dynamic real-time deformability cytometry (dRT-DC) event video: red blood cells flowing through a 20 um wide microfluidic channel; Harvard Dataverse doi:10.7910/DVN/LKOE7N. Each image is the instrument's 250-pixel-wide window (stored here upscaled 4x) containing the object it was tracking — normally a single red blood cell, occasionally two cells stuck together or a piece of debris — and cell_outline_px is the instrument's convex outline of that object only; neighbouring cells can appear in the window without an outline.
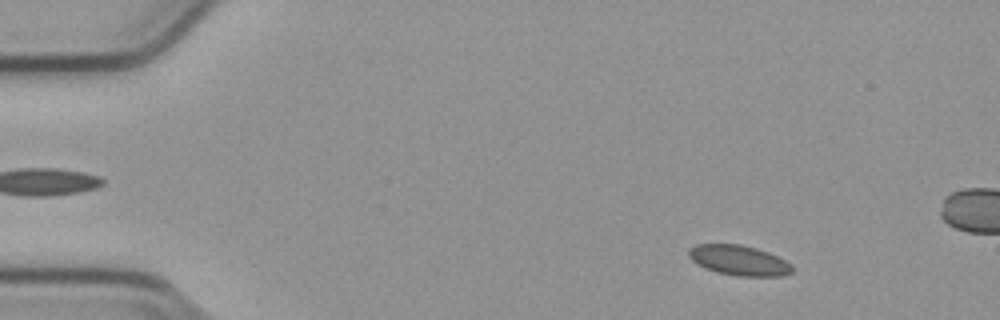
{"species": "common noctule bat (a hibernating species)", "species_latin": "Nyctalus noctula", "temperature_condition": "cold", "stored_images_in_passage": 51, "camera_frame_rate_fps": 3000, "um_per_image_px": 0.085, "animal": {"sex": "male", "body_mass_g": 23.1, "forearm_length_mm": 52.7}, "frame": {"image": 1, "passage_image": 3, "time_ms": 0.667, "image_size_px": [1000, 320], "cell_outline_px": [[792, 272], [784, 276], [736, 276], [716, 272], [704, 268], [692, 260], [688, 256], [688, 248], [696, 244], [740, 244], [756, 248], [768, 252], [792, 264]], "centroid_in_image_um": [62.79, 22.13], "position_along_channel_um": 22.2, "area_um2": 18.26}}
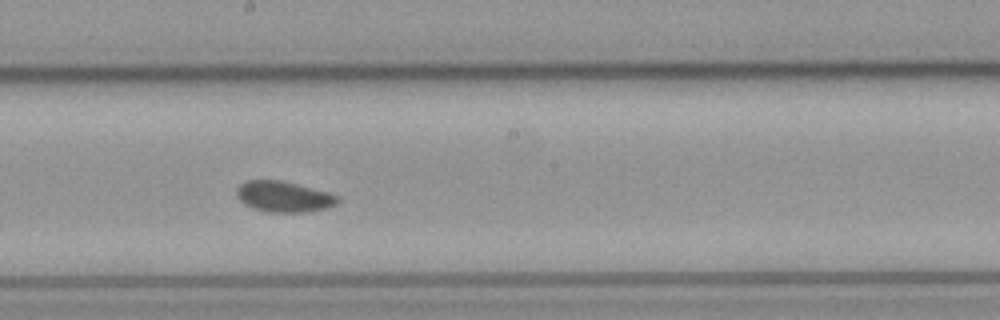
{"frame": {"image": 2, "passage_image": 26, "time_ms": 8.333, "image_size_px": [1000, 320], "cell_outline_px": [[340, 200], [336, 204], [328, 208], [308, 212], [268, 212], [252, 208], [244, 204], [236, 196], [236, 188], [240, 184], [248, 180], [280, 180], [328, 192], [340, 196]], "centroid_in_image_um": [24.12, 16.72], "position_along_channel_um": 224.1, "area_um2": 18.26}}
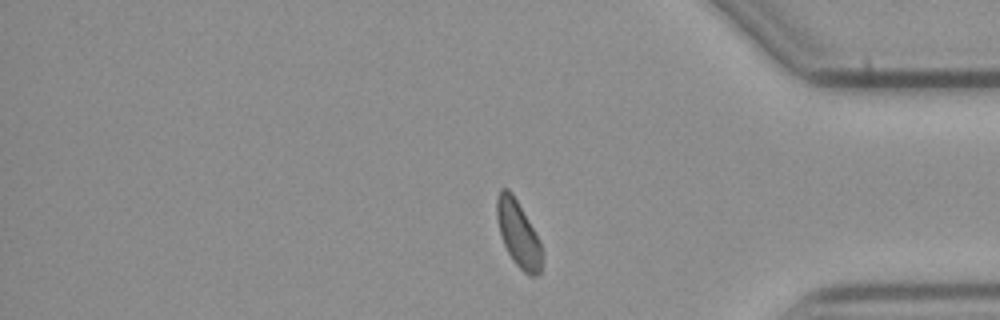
{"frame": {"image": 3, "passage_image": 41, "time_ms": 13.333, "image_size_px": [1000, 320], "cell_outline_px": [[540, 272], [536, 276], [532, 276], [524, 272], [512, 260], [504, 244], [496, 220], [496, 196], [500, 188], [508, 188], [512, 192], [540, 240]], "centroid_in_image_um": [44.0, 19.81], "position_along_channel_um": 391.2, "area_um2": 17.17}}